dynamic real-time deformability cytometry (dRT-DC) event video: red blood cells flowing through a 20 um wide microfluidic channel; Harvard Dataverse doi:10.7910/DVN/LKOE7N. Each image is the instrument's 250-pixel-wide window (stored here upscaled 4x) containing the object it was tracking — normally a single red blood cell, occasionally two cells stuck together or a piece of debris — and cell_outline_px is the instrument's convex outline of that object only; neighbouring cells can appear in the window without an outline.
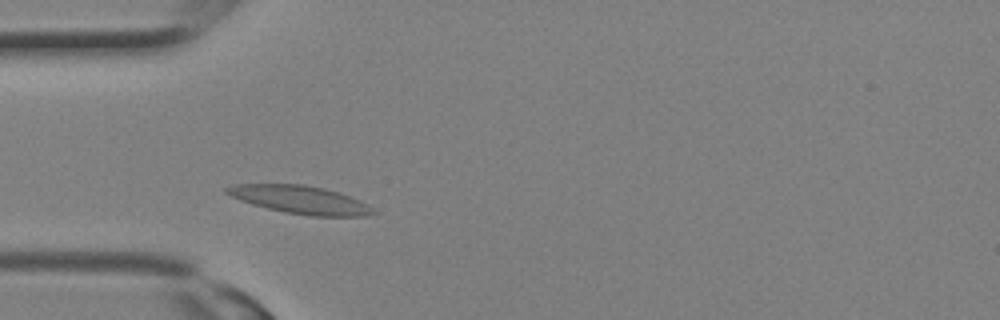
{"species": "Egyptian fruit bat (a non-hibernating species)", "species_latin": "Rousettus aegyptiacus", "temperature_condition": "room temperature", "stored_images_in_passage": 12, "camera_frame_rate_fps": 3000, "um_per_image_px": 0.085, "animal": {"sex": "female"}, "frame": {"image": 1, "passage_image": 5, "time_ms": 1.333, "image_size_px": [1000, 320], "cell_outline_px": [[376, 212], [368, 216], [312, 216], [284, 212], [252, 204], [240, 200], [224, 192], [224, 188], [236, 184], [304, 184], [324, 188], [348, 196], [372, 208]], "centroid_in_image_um": [25.47, 16.97], "position_along_channel_um": 59.5, "area_um2": 23.52}}
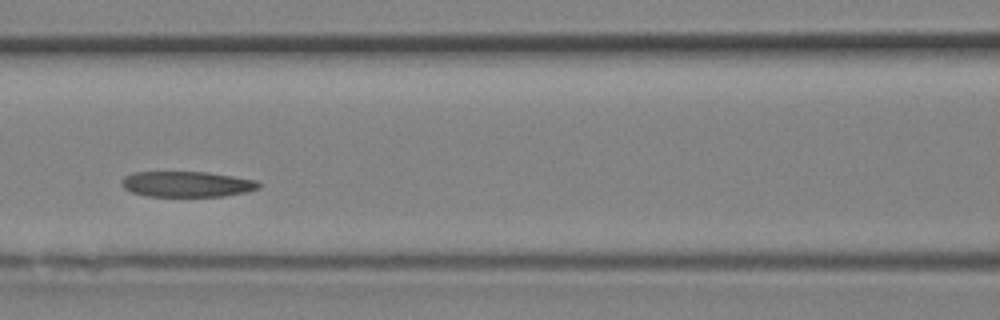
{"frame": {"image": 2, "passage_image": 9, "time_ms": 2.667, "image_size_px": [1000, 320], "cell_outline_px": [[260, 188], [244, 192], [224, 196], [148, 196], [132, 192], [124, 188], [120, 184], [120, 180], [124, 176], [132, 172], [208, 172], [256, 180], [260, 184]], "centroid_in_image_um": [15.84, 15.64], "position_along_channel_um": 150.8, "area_um2": 20.46}}
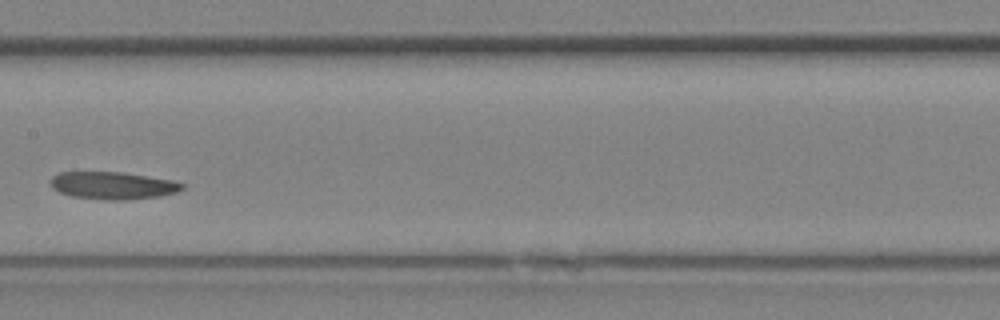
{"frame": {"image": 3, "passage_image": 11, "time_ms": 3.333, "image_size_px": [1000, 320], "cell_outline_px": [[184, 188], [176, 192], [160, 196], [124, 200], [104, 200], [72, 196], [60, 192], [52, 188], [48, 184], [48, 180], [52, 176], [60, 172], [120, 172], [172, 180], [184, 184]], "centroid_in_image_um": [9.53, 15.77], "position_along_channel_um": 197.9, "area_um2": 21.1}}